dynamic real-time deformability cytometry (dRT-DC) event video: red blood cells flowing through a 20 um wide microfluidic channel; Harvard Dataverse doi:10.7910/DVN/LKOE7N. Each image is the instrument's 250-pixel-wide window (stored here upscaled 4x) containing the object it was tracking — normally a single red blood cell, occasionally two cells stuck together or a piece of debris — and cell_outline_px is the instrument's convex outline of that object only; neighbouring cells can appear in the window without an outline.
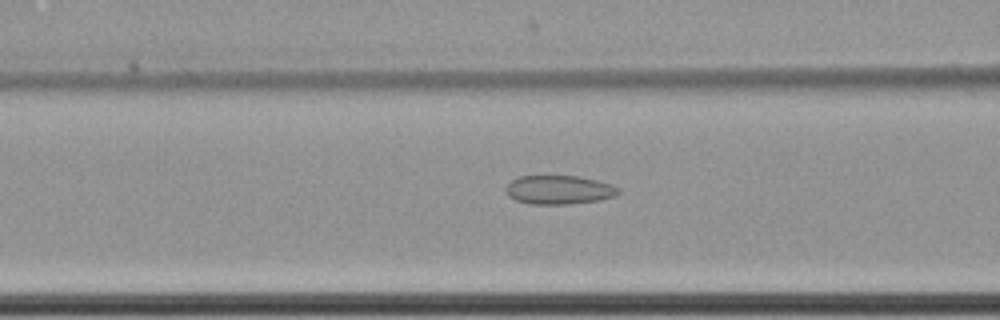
{"species": "common noctule bat (a hibernating species)", "species_latin": "Nyctalus noctula", "temperature_condition": "cold", "stored_images_in_passage": 62, "camera_frame_rate_fps": 3000, "um_per_image_px": 0.085, "animal": {"sex": "female", "body_mass_g": 22.7, "forearm_length_mm": 54.2}, "frame": {"image": 1, "passage_image": 27, "time_ms": 8.667, "image_size_px": [1000, 320], "cell_outline_px": [[620, 192], [616, 196], [600, 200], [572, 204], [528, 204], [516, 200], [508, 196], [504, 188], [512, 180], [520, 176], [580, 176], [612, 184], [620, 188]], "centroid_in_image_um": [47.53, 16.14], "position_along_channel_um": 119.1, "area_um2": 19.13}}
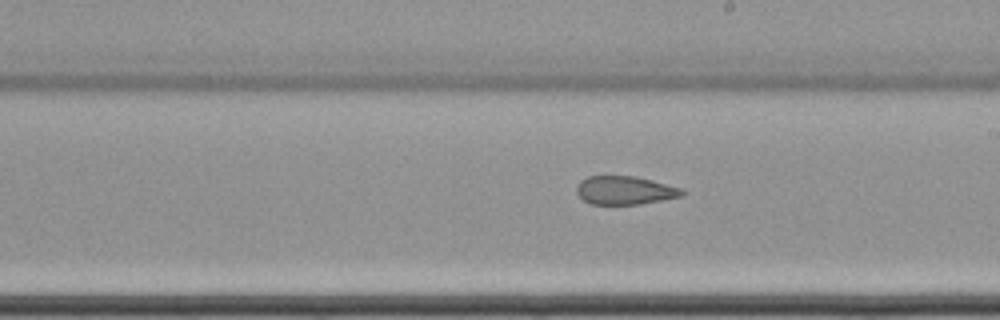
{"frame": {"image": 2, "passage_image": 37, "time_ms": 12.0, "image_size_px": [1000, 320], "cell_outline_px": [[684, 196], [640, 204], [588, 204], [576, 192], [576, 188], [580, 180], [588, 176], [636, 176], [652, 180], [680, 188], [684, 192]], "centroid_in_image_um": [53.1, 16.18], "position_along_channel_um": 235.9, "area_um2": 17.46}}
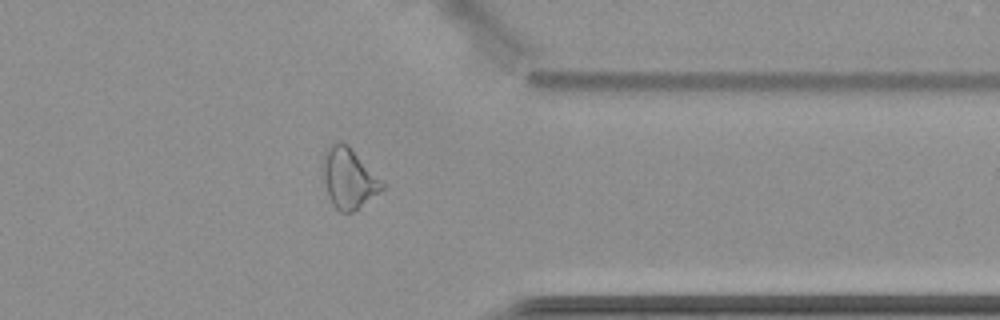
{"frame": {"image": 3, "passage_image": 50, "time_ms": 16.333, "image_size_px": [1000, 320], "cell_outline_px": [[384, 188], [380, 192], [352, 212], [340, 212], [332, 204], [320, 180], [320, 168], [324, 152], [332, 144], [340, 140], [348, 144], [384, 184]], "centroid_in_image_um": [29.55, 15.14], "position_along_channel_um": 381.9, "area_um2": 21.15}, "authors_computed_cell_mechanics": {"area_um2": 22.7154, "velocity_mm_per_s": 3.5033, "shape_relaxation_time_tau1_ms": null, "shape_relaxation_time_tau2_ms": 2.5095, "deformation_change_tau1": null, "deformation_change_tau2": 0.0951}}